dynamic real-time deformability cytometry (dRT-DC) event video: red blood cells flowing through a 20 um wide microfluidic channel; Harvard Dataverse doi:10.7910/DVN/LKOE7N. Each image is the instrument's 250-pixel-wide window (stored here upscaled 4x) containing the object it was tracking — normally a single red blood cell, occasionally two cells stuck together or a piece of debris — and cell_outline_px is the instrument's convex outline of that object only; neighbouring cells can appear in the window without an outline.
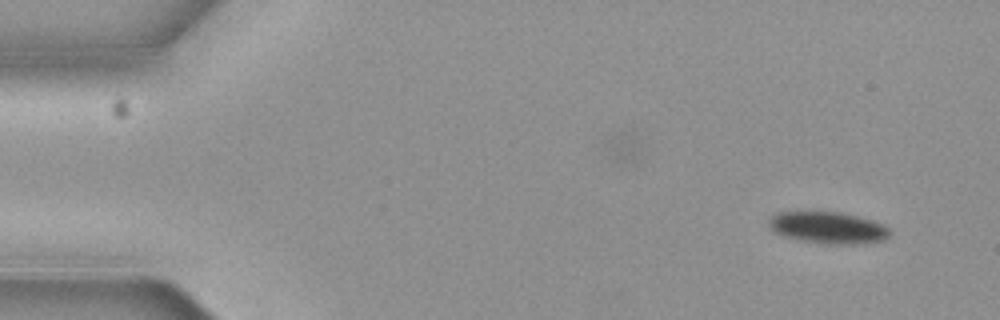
{"species": "common noctule bat (a hibernating species)", "species_latin": "Nyctalus noctula", "temperature_condition": "cold", "stored_images_in_passage": 14, "segment_of_instrument_passage": [1, 2], "camera_frame_rate_fps": 3000, "um_per_image_px": 0.085, "animal": {"sex": "female", "body_mass_g": 19.3, "forearm_length_mm": 54.1}, "frame": {"image": 1, "passage_image": 1, "time_ms": 0.0, "image_size_px": [1000, 320], "cell_outline_px": [[888, 236], [884, 240], [856, 244], [828, 244], [800, 240], [784, 236], [776, 232], [768, 224], [768, 220], [776, 212], [840, 212], [872, 220], [884, 224], [888, 228]], "centroid_in_image_um": [70.38, 19.35], "position_along_channel_um": 14.6, "area_um2": 22.14}}